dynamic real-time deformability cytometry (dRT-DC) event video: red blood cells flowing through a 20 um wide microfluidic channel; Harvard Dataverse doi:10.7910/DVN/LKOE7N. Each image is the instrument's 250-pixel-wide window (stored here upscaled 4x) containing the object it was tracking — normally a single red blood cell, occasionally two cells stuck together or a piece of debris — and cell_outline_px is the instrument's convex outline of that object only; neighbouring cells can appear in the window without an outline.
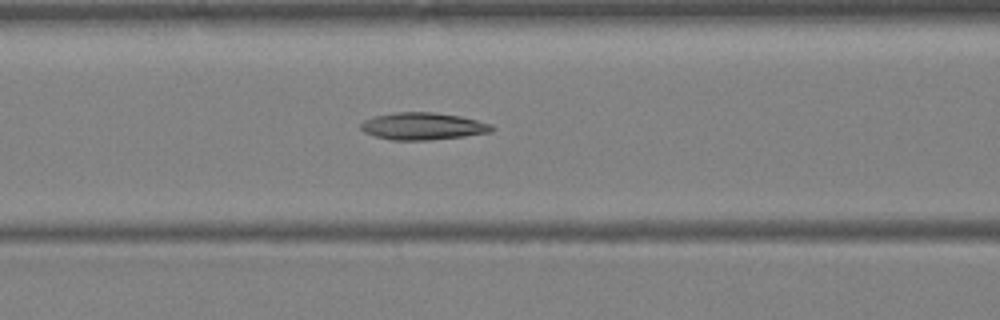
{"species": "Egyptian fruit bat (a non-hibernating species)", "species_latin": "Rousettus aegyptiacus", "temperature_condition": "warm", "stored_images_in_passage": 39, "camera_frame_rate_fps": 3000, "um_per_image_px": 0.085, "animal": {"sex": "female"}, "frame": {"image": 1, "passage_image": 17, "time_ms": 5.333, "image_size_px": [1000, 320], "cell_outline_px": [[496, 128], [492, 132], [464, 136], [428, 140], [392, 140], [376, 136], [364, 132], [360, 128], [360, 124], [364, 120], [372, 116], [396, 112], [432, 112], [460, 116], [492, 124]], "centroid_in_image_um": [35.94, 10.72], "position_along_channel_um": 130.7, "area_um2": 20.81}}
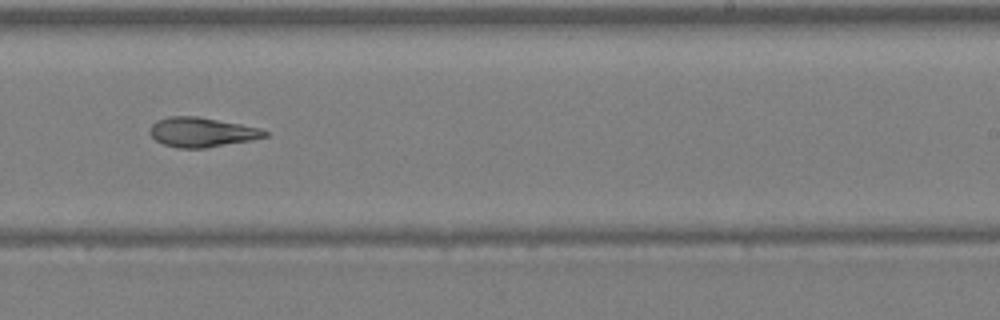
{"frame": {"image": 2, "passage_image": 25, "time_ms": 8.0, "image_size_px": [1000, 320], "cell_outline_px": [[268, 136], [252, 140], [204, 148], [176, 148], [164, 144], [156, 140], [152, 136], [152, 124], [156, 120], [168, 116], [196, 116], [240, 124], [260, 128], [268, 132]], "centroid_in_image_um": [17.17, 11.24], "position_along_channel_um": 271.8, "area_um2": 19.59}}
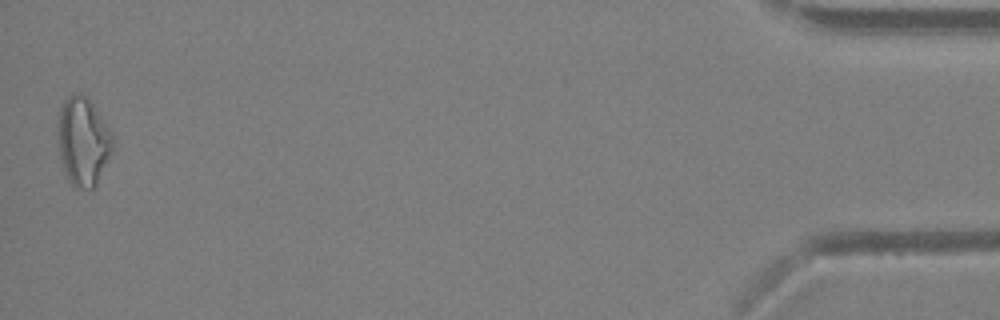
{"frame": {"image": 3, "passage_image": 39, "time_ms": 12.667, "image_size_px": [1000, 320], "cell_outline_px": [[112, 152], [96, 184], [92, 188], [76, 188], [72, 184], [64, 172], [60, 156], [56, 132], [60, 104], [68, 96], [76, 92], [80, 92], [92, 104], [112, 132]], "centroid_in_image_um": [7.02, 11.99], "position_along_channel_um": 428.2, "area_um2": 28.26}}